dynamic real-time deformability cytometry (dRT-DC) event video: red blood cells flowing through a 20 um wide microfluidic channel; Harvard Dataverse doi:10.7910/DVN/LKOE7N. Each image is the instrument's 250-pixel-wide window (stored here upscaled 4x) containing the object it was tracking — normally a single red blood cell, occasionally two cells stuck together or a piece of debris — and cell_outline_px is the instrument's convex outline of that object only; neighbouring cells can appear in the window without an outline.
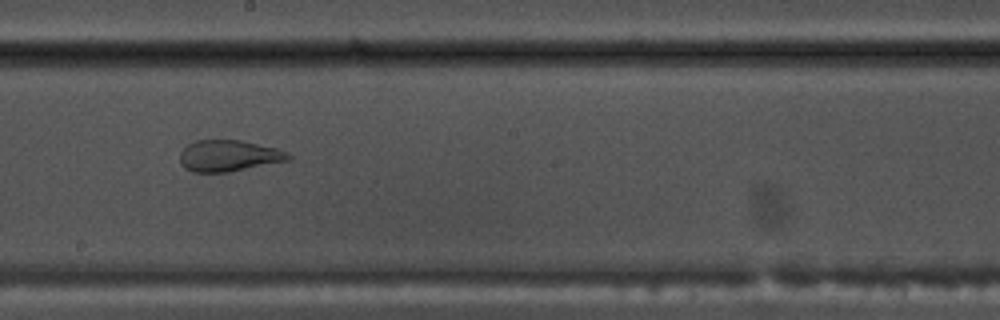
{"species": "common noctule bat (a hibernating species)", "species_latin": "Nyctalus noctula", "temperature_condition": "warm", "stored_images_in_passage": 43, "camera_frame_rate_fps": 3000, "um_per_image_px": 0.085, "animal": {"sex": "male", "body_mass_g": 17.5, "forearm_length_mm": 52.3}, "frame": {"image": 1, "passage_image": 30, "time_ms": 9.667, "image_size_px": [1000, 320], "cell_outline_px": [[292, 156], [288, 160], [228, 172], [192, 172], [184, 168], [180, 164], [180, 152], [188, 144], [196, 140], [240, 140], [276, 148], [288, 152]], "centroid_in_image_um": [19.41, 13.24], "position_along_channel_um": 228.8, "area_um2": 19.71}}
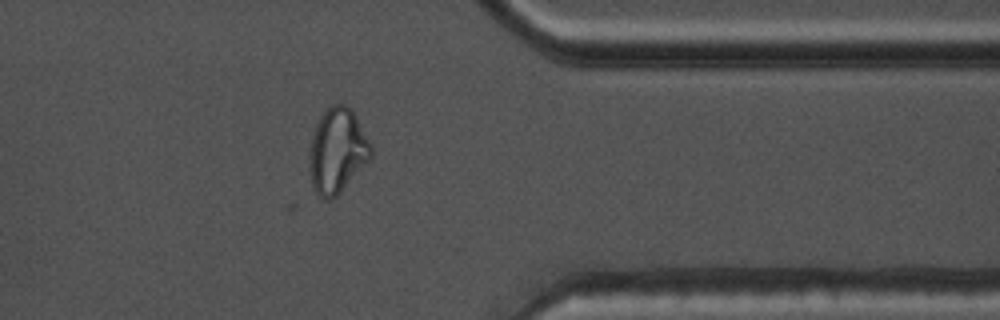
{"frame": {"image": 2, "passage_image": 43, "time_ms": 14.0, "image_size_px": [1000, 320], "cell_outline_px": [[372, 156], [340, 192], [332, 200], [324, 200], [316, 192], [312, 184], [308, 164], [308, 156], [312, 136], [316, 124], [320, 116], [332, 104], [344, 104], [352, 108], [372, 144]], "centroid_in_image_um": [28.66, 12.8], "position_along_channel_um": 382.7, "area_um2": 30.58}, "authors_computed_cell_mechanics": {"area_um2": 25.7788, "velocity_mm_per_s": 3.795, "shape_relaxation_time_tau1_ms": null, "shape_relaxation_time_tau2_ms": 0.9935, "deformation_change_tau1": null, "deformation_change_tau2": 0.0831}}